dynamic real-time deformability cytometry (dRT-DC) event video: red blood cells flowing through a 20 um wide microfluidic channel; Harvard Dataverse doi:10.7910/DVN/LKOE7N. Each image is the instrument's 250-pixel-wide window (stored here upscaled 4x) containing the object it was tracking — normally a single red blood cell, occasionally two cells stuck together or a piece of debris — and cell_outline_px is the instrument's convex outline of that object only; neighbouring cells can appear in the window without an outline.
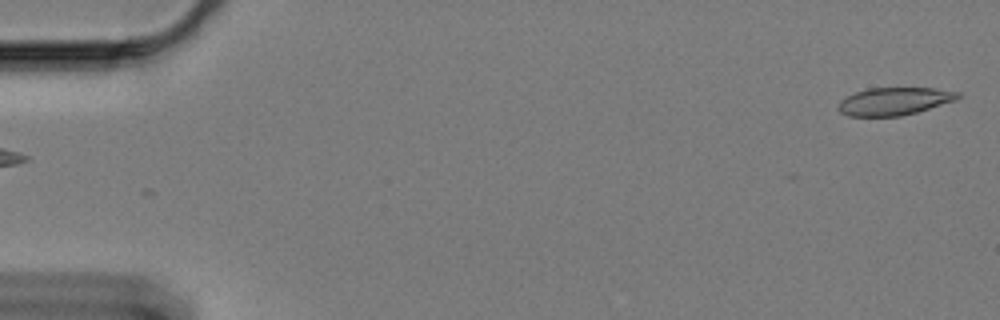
{"species": "Egyptian fruit bat (a non-hibernating species)", "species_latin": "Rousettus aegyptiacus", "temperature_condition": "cold", "stored_images_in_passage": 59, "camera_frame_rate_fps": 3000, "um_per_image_px": 0.085, "animal": {"sex": "female"}, "frame": {"image": 1, "passage_image": 1, "time_ms": 0.0, "image_size_px": [1000, 320], "cell_outline_px": [[960, 96], [956, 100], [916, 112], [900, 116], [848, 116], [840, 112], [836, 108], [840, 100], [856, 92], [868, 88], [932, 88], [960, 92]], "centroid_in_image_um": [75.98, 8.61], "position_along_channel_um": 9.0, "area_um2": 19.19}}
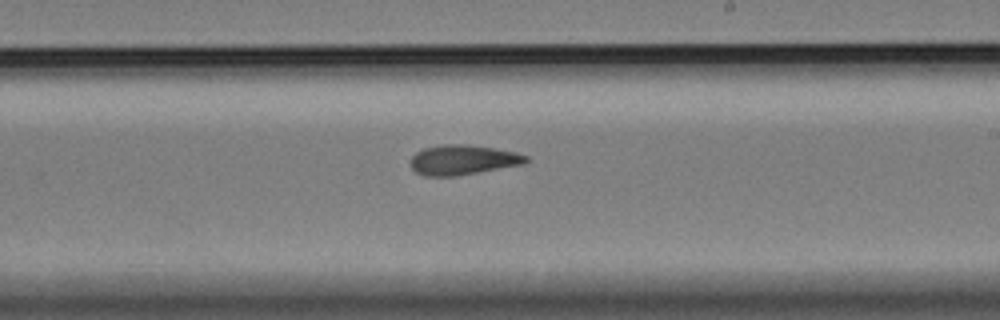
{"frame": {"image": 2, "passage_image": 35, "time_ms": 11.333, "image_size_px": [1000, 320], "cell_outline_px": [[528, 160], [524, 164], [456, 176], [424, 176], [416, 172], [412, 168], [412, 156], [416, 152], [424, 148], [444, 144], [468, 144], [516, 152], [528, 156]], "centroid_in_image_um": [39.35, 13.59], "position_along_channel_um": 249.7, "area_um2": 20.0}}
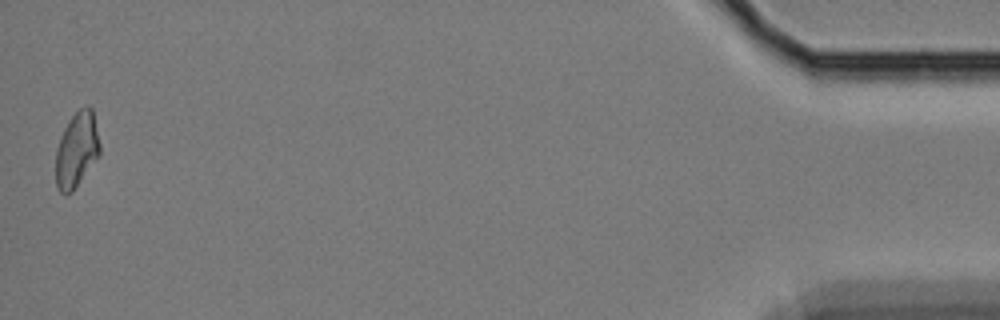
{"frame": {"image": 3, "passage_image": 59, "time_ms": 19.333, "image_size_px": [1000, 320], "cell_outline_px": [[100, 156], [72, 192], [60, 192], [56, 188], [56, 148], [64, 128], [68, 120], [80, 108], [88, 104], [92, 108], [100, 144]], "centroid_in_image_um": [6.53, 12.72], "position_along_channel_um": 428.7, "area_um2": 19.42}, "authors_computed_cell_mechanics": {"area_um2": 19.5364, "velocity_mm_per_s": 3.3332, "shape_relaxation_time_tau1_ms": null, "shape_relaxation_time_tau2_ms": 3.0345, "deformation_change_tau1": null, "deformation_change_tau2": 0.0992}}